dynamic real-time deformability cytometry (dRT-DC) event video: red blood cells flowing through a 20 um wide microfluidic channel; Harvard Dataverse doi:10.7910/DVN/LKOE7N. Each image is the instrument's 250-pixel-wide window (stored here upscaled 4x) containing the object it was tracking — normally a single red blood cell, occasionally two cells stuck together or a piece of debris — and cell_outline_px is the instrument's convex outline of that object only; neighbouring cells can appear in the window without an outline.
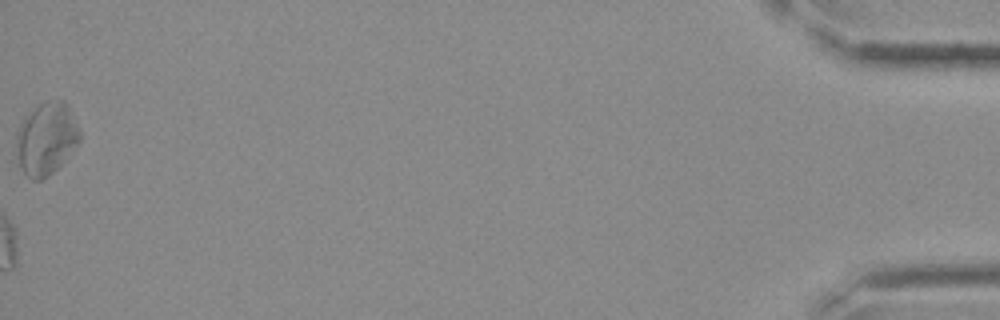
{"species": "Egyptian fruit bat (a non-hibernating species)", "species_latin": "Rousettus aegyptiacus", "temperature_condition": "cold", "stored_images_in_passage": 28, "camera_frame_rate_fps": 3000, "um_per_image_px": 0.085, "frame": {"image": 1, "passage_image": 28, "time_ms": 9.0, "image_size_px": [1000, 320], "cell_outline_px": [[80, 140], [60, 164], [48, 176], [40, 180], [32, 180], [24, 172], [20, 164], [16, 148], [16, 132], [24, 116], [44, 100], [64, 100], [68, 104], [80, 132]], "centroid_in_image_um": [3.92, 11.74], "position_along_channel_um": 431.3, "area_um2": 26.53}}